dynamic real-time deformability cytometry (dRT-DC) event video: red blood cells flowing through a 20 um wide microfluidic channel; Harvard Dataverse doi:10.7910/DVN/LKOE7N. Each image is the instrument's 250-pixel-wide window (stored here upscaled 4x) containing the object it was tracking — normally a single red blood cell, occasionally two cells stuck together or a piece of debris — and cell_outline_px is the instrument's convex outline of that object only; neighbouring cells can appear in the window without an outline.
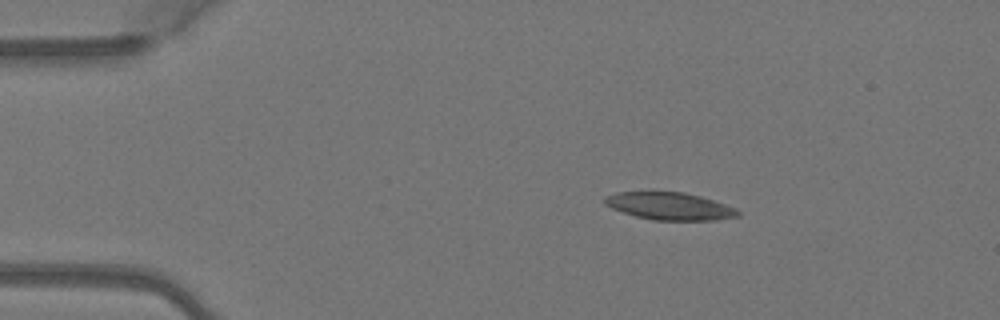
{"species": "Egyptian fruit bat (a non-hibernating species)", "species_latin": "Rousettus aegyptiacus", "temperature_condition": "warm", "stored_images_in_passage": 5, "camera_frame_rate_fps": 3000, "um_per_image_px": 0.085, "animal": {"sex": "female"}, "frame": {"image": 1, "passage_image": 1, "time_ms": 0.0, "image_size_px": [1000, 320], "cell_outline_px": [[740, 216], [716, 220], [652, 220], [636, 216], [612, 208], [604, 204], [604, 196], [616, 192], [684, 192], [700, 196], [736, 208], [740, 212]], "centroid_in_image_um": [56.92, 17.52], "position_along_channel_um": 28.1, "area_um2": 21.21}}
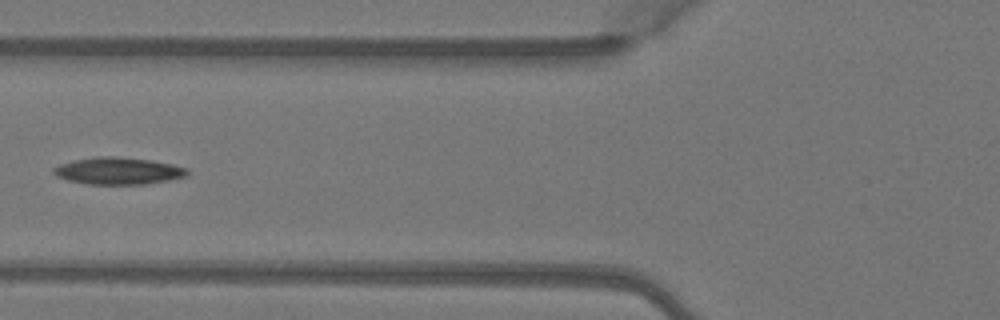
{"frame": {"image": 2, "passage_image": 4, "time_ms": 1.0, "image_size_px": [1000, 320], "cell_outline_px": [[188, 176], [168, 180], [144, 184], [88, 184], [68, 180], [56, 176], [52, 172], [52, 168], [60, 164], [76, 160], [96, 156], [116, 156], [152, 160], [172, 164], [188, 168]], "centroid_in_image_um": [10.06, 14.52], "position_along_channel_um": 115.7, "area_um2": 21.1}}
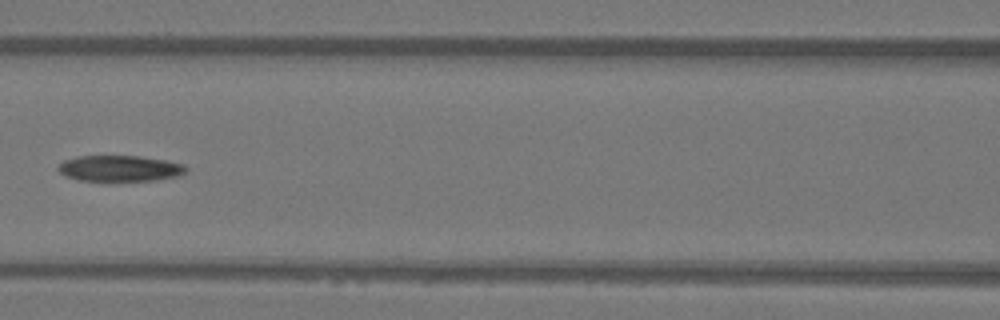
{"frame": {"image": 3, "passage_image": 5, "time_ms": 1.333, "image_size_px": [1000, 320], "cell_outline_px": [[188, 172], [180, 176], [156, 180], [80, 180], [64, 176], [56, 168], [64, 160], [76, 156], [140, 156], [168, 160], [184, 164], [188, 168]], "centroid_in_image_um": [10.23, 14.3], "position_along_channel_um": 156.4, "area_um2": 19.48}}